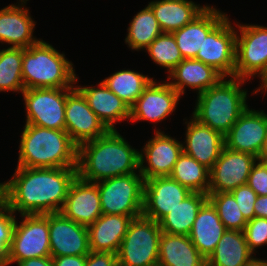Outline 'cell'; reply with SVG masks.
Returning <instances> with one entry per match:
<instances>
[{
    "instance_id": "6da1fadb",
    "label": "cell",
    "mask_w": 267,
    "mask_h": 266,
    "mask_svg": "<svg viewBox=\"0 0 267 266\" xmlns=\"http://www.w3.org/2000/svg\"><path fill=\"white\" fill-rule=\"evenodd\" d=\"M76 176L77 167H16L11 179L0 183V200L19 215L57 213Z\"/></svg>"
},
{
    "instance_id": "7a4b0ae2",
    "label": "cell",
    "mask_w": 267,
    "mask_h": 266,
    "mask_svg": "<svg viewBox=\"0 0 267 266\" xmlns=\"http://www.w3.org/2000/svg\"><path fill=\"white\" fill-rule=\"evenodd\" d=\"M132 173H140L139 151L117 130L78 147L77 175L85 181L97 183Z\"/></svg>"
},
{
    "instance_id": "3957f363",
    "label": "cell",
    "mask_w": 267,
    "mask_h": 266,
    "mask_svg": "<svg viewBox=\"0 0 267 266\" xmlns=\"http://www.w3.org/2000/svg\"><path fill=\"white\" fill-rule=\"evenodd\" d=\"M17 167L67 168L78 165V146L66 130L25 124Z\"/></svg>"
},
{
    "instance_id": "277c9868",
    "label": "cell",
    "mask_w": 267,
    "mask_h": 266,
    "mask_svg": "<svg viewBox=\"0 0 267 266\" xmlns=\"http://www.w3.org/2000/svg\"><path fill=\"white\" fill-rule=\"evenodd\" d=\"M246 81L223 77L216 85L197 95L191 116L225 136L248 107V91L242 89Z\"/></svg>"
},
{
    "instance_id": "5b68a950",
    "label": "cell",
    "mask_w": 267,
    "mask_h": 266,
    "mask_svg": "<svg viewBox=\"0 0 267 266\" xmlns=\"http://www.w3.org/2000/svg\"><path fill=\"white\" fill-rule=\"evenodd\" d=\"M78 75L73 63L52 44L40 39L23 51L22 79L25 89L73 88Z\"/></svg>"
},
{
    "instance_id": "8992f818",
    "label": "cell",
    "mask_w": 267,
    "mask_h": 266,
    "mask_svg": "<svg viewBox=\"0 0 267 266\" xmlns=\"http://www.w3.org/2000/svg\"><path fill=\"white\" fill-rule=\"evenodd\" d=\"M238 23L235 24L236 64L234 77L245 80H251L254 77L260 78V87L258 86L252 92L256 95L267 87V26Z\"/></svg>"
},
{
    "instance_id": "52a82bcc",
    "label": "cell",
    "mask_w": 267,
    "mask_h": 266,
    "mask_svg": "<svg viewBox=\"0 0 267 266\" xmlns=\"http://www.w3.org/2000/svg\"><path fill=\"white\" fill-rule=\"evenodd\" d=\"M161 234L158 222L134 218L117 252L118 266H158Z\"/></svg>"
},
{
    "instance_id": "ba28073f",
    "label": "cell",
    "mask_w": 267,
    "mask_h": 266,
    "mask_svg": "<svg viewBox=\"0 0 267 266\" xmlns=\"http://www.w3.org/2000/svg\"><path fill=\"white\" fill-rule=\"evenodd\" d=\"M144 177L140 173L97 182L102 214L142 216Z\"/></svg>"
},
{
    "instance_id": "9c48e42d",
    "label": "cell",
    "mask_w": 267,
    "mask_h": 266,
    "mask_svg": "<svg viewBox=\"0 0 267 266\" xmlns=\"http://www.w3.org/2000/svg\"><path fill=\"white\" fill-rule=\"evenodd\" d=\"M15 221L7 266L30 258L51 256L49 213L21 214Z\"/></svg>"
},
{
    "instance_id": "30bf717a",
    "label": "cell",
    "mask_w": 267,
    "mask_h": 266,
    "mask_svg": "<svg viewBox=\"0 0 267 266\" xmlns=\"http://www.w3.org/2000/svg\"><path fill=\"white\" fill-rule=\"evenodd\" d=\"M72 88L25 89L23 96L26 121L55 130H65V106L67 93Z\"/></svg>"
},
{
    "instance_id": "8fae6325",
    "label": "cell",
    "mask_w": 267,
    "mask_h": 266,
    "mask_svg": "<svg viewBox=\"0 0 267 266\" xmlns=\"http://www.w3.org/2000/svg\"><path fill=\"white\" fill-rule=\"evenodd\" d=\"M228 15L205 37L197 59L213 67L223 77H234L236 64V28Z\"/></svg>"
},
{
    "instance_id": "7c38bea8",
    "label": "cell",
    "mask_w": 267,
    "mask_h": 266,
    "mask_svg": "<svg viewBox=\"0 0 267 266\" xmlns=\"http://www.w3.org/2000/svg\"><path fill=\"white\" fill-rule=\"evenodd\" d=\"M139 151L140 174L144 180L170 176L178 157L183 152L182 142L159 128ZM144 163H147L145 165Z\"/></svg>"
},
{
    "instance_id": "4fadbf2b",
    "label": "cell",
    "mask_w": 267,
    "mask_h": 266,
    "mask_svg": "<svg viewBox=\"0 0 267 266\" xmlns=\"http://www.w3.org/2000/svg\"><path fill=\"white\" fill-rule=\"evenodd\" d=\"M65 130L78 147L85 142L105 135L109 131L75 86L67 93Z\"/></svg>"
},
{
    "instance_id": "5bb4252c",
    "label": "cell",
    "mask_w": 267,
    "mask_h": 266,
    "mask_svg": "<svg viewBox=\"0 0 267 266\" xmlns=\"http://www.w3.org/2000/svg\"><path fill=\"white\" fill-rule=\"evenodd\" d=\"M181 95L167 82L155 79L130 107V121H149L158 123L175 112Z\"/></svg>"
},
{
    "instance_id": "9a60e30c",
    "label": "cell",
    "mask_w": 267,
    "mask_h": 266,
    "mask_svg": "<svg viewBox=\"0 0 267 266\" xmlns=\"http://www.w3.org/2000/svg\"><path fill=\"white\" fill-rule=\"evenodd\" d=\"M257 157L252 154L231 150L224 146L219 158L210 169L208 193L231 192L246 185Z\"/></svg>"
},
{
    "instance_id": "2e32d148",
    "label": "cell",
    "mask_w": 267,
    "mask_h": 266,
    "mask_svg": "<svg viewBox=\"0 0 267 266\" xmlns=\"http://www.w3.org/2000/svg\"><path fill=\"white\" fill-rule=\"evenodd\" d=\"M191 193L187 187L170 176L146 179L142 215L159 222Z\"/></svg>"
},
{
    "instance_id": "e0dca14e",
    "label": "cell",
    "mask_w": 267,
    "mask_h": 266,
    "mask_svg": "<svg viewBox=\"0 0 267 266\" xmlns=\"http://www.w3.org/2000/svg\"><path fill=\"white\" fill-rule=\"evenodd\" d=\"M266 136L267 113L247 107L224 136L225 147L258 157Z\"/></svg>"
},
{
    "instance_id": "ac0fdd59",
    "label": "cell",
    "mask_w": 267,
    "mask_h": 266,
    "mask_svg": "<svg viewBox=\"0 0 267 266\" xmlns=\"http://www.w3.org/2000/svg\"><path fill=\"white\" fill-rule=\"evenodd\" d=\"M49 240L51 257L88 255V229L60 212L49 213Z\"/></svg>"
},
{
    "instance_id": "d6986e66",
    "label": "cell",
    "mask_w": 267,
    "mask_h": 266,
    "mask_svg": "<svg viewBox=\"0 0 267 266\" xmlns=\"http://www.w3.org/2000/svg\"><path fill=\"white\" fill-rule=\"evenodd\" d=\"M60 213L86 227L94 223L102 215L97 184L85 181L77 175L69 187Z\"/></svg>"
},
{
    "instance_id": "ffe728a7",
    "label": "cell",
    "mask_w": 267,
    "mask_h": 266,
    "mask_svg": "<svg viewBox=\"0 0 267 266\" xmlns=\"http://www.w3.org/2000/svg\"><path fill=\"white\" fill-rule=\"evenodd\" d=\"M0 9V42L13 48H28L40 39L33 36L36 21L24 7L29 0H17Z\"/></svg>"
},
{
    "instance_id": "44dd1931",
    "label": "cell",
    "mask_w": 267,
    "mask_h": 266,
    "mask_svg": "<svg viewBox=\"0 0 267 266\" xmlns=\"http://www.w3.org/2000/svg\"><path fill=\"white\" fill-rule=\"evenodd\" d=\"M183 152L211 169L225 146L224 136L208 126L200 124L192 116L187 121Z\"/></svg>"
},
{
    "instance_id": "7402d4cb",
    "label": "cell",
    "mask_w": 267,
    "mask_h": 266,
    "mask_svg": "<svg viewBox=\"0 0 267 266\" xmlns=\"http://www.w3.org/2000/svg\"><path fill=\"white\" fill-rule=\"evenodd\" d=\"M75 87L83 94L89 107L109 130H117V122L129 121L130 107L101 81L95 86Z\"/></svg>"
},
{
    "instance_id": "603a6c76",
    "label": "cell",
    "mask_w": 267,
    "mask_h": 266,
    "mask_svg": "<svg viewBox=\"0 0 267 266\" xmlns=\"http://www.w3.org/2000/svg\"><path fill=\"white\" fill-rule=\"evenodd\" d=\"M227 16L214 6L208 7L193 21L172 32L183 59H193L202 47L205 37Z\"/></svg>"
},
{
    "instance_id": "cb8c5ba5",
    "label": "cell",
    "mask_w": 267,
    "mask_h": 266,
    "mask_svg": "<svg viewBox=\"0 0 267 266\" xmlns=\"http://www.w3.org/2000/svg\"><path fill=\"white\" fill-rule=\"evenodd\" d=\"M222 78L223 76L213 67L190 58L183 59L168 74L167 82L181 96L186 93V88L196 90L198 95L216 85Z\"/></svg>"
},
{
    "instance_id": "d4e9b609",
    "label": "cell",
    "mask_w": 267,
    "mask_h": 266,
    "mask_svg": "<svg viewBox=\"0 0 267 266\" xmlns=\"http://www.w3.org/2000/svg\"><path fill=\"white\" fill-rule=\"evenodd\" d=\"M137 217L102 214L87 227L90 251L117 254L130 222Z\"/></svg>"
},
{
    "instance_id": "484cf974",
    "label": "cell",
    "mask_w": 267,
    "mask_h": 266,
    "mask_svg": "<svg viewBox=\"0 0 267 266\" xmlns=\"http://www.w3.org/2000/svg\"><path fill=\"white\" fill-rule=\"evenodd\" d=\"M148 3L163 33L181 29L208 7L192 0H154Z\"/></svg>"
},
{
    "instance_id": "4316f807",
    "label": "cell",
    "mask_w": 267,
    "mask_h": 266,
    "mask_svg": "<svg viewBox=\"0 0 267 266\" xmlns=\"http://www.w3.org/2000/svg\"><path fill=\"white\" fill-rule=\"evenodd\" d=\"M225 231L217 210L207 200L198 211L189 238L197 250L208 259Z\"/></svg>"
},
{
    "instance_id": "83f0119b",
    "label": "cell",
    "mask_w": 267,
    "mask_h": 266,
    "mask_svg": "<svg viewBox=\"0 0 267 266\" xmlns=\"http://www.w3.org/2000/svg\"><path fill=\"white\" fill-rule=\"evenodd\" d=\"M158 266H207V259L193 245L189 236L162 232Z\"/></svg>"
},
{
    "instance_id": "f1b7e54d",
    "label": "cell",
    "mask_w": 267,
    "mask_h": 266,
    "mask_svg": "<svg viewBox=\"0 0 267 266\" xmlns=\"http://www.w3.org/2000/svg\"><path fill=\"white\" fill-rule=\"evenodd\" d=\"M253 257L244 231L226 230L207 259V266H245Z\"/></svg>"
},
{
    "instance_id": "f546056e",
    "label": "cell",
    "mask_w": 267,
    "mask_h": 266,
    "mask_svg": "<svg viewBox=\"0 0 267 266\" xmlns=\"http://www.w3.org/2000/svg\"><path fill=\"white\" fill-rule=\"evenodd\" d=\"M208 200V194L192 192L158 223L164 233L189 236L199 209Z\"/></svg>"
},
{
    "instance_id": "4dcf8cb0",
    "label": "cell",
    "mask_w": 267,
    "mask_h": 266,
    "mask_svg": "<svg viewBox=\"0 0 267 266\" xmlns=\"http://www.w3.org/2000/svg\"><path fill=\"white\" fill-rule=\"evenodd\" d=\"M153 80V77L135 70L123 69L110 74L102 82L131 107Z\"/></svg>"
},
{
    "instance_id": "1f68e13d",
    "label": "cell",
    "mask_w": 267,
    "mask_h": 266,
    "mask_svg": "<svg viewBox=\"0 0 267 266\" xmlns=\"http://www.w3.org/2000/svg\"><path fill=\"white\" fill-rule=\"evenodd\" d=\"M170 177L191 192L208 194L210 169L184 152L178 157Z\"/></svg>"
},
{
    "instance_id": "d6a6232c",
    "label": "cell",
    "mask_w": 267,
    "mask_h": 266,
    "mask_svg": "<svg viewBox=\"0 0 267 266\" xmlns=\"http://www.w3.org/2000/svg\"><path fill=\"white\" fill-rule=\"evenodd\" d=\"M127 32L125 43L131 50L136 51L145 50L157 36L163 33L148 5L132 18Z\"/></svg>"
},
{
    "instance_id": "836d02e7",
    "label": "cell",
    "mask_w": 267,
    "mask_h": 266,
    "mask_svg": "<svg viewBox=\"0 0 267 266\" xmlns=\"http://www.w3.org/2000/svg\"><path fill=\"white\" fill-rule=\"evenodd\" d=\"M24 48L0 49V92L22 93L25 88L22 79Z\"/></svg>"
},
{
    "instance_id": "e575fe53",
    "label": "cell",
    "mask_w": 267,
    "mask_h": 266,
    "mask_svg": "<svg viewBox=\"0 0 267 266\" xmlns=\"http://www.w3.org/2000/svg\"><path fill=\"white\" fill-rule=\"evenodd\" d=\"M156 65L170 73L182 60L183 56L172 33H162L145 49Z\"/></svg>"
},
{
    "instance_id": "d590c367",
    "label": "cell",
    "mask_w": 267,
    "mask_h": 266,
    "mask_svg": "<svg viewBox=\"0 0 267 266\" xmlns=\"http://www.w3.org/2000/svg\"><path fill=\"white\" fill-rule=\"evenodd\" d=\"M208 200L217 210L226 230L244 231L247 221L230 192L208 193Z\"/></svg>"
},
{
    "instance_id": "8d00e7d4",
    "label": "cell",
    "mask_w": 267,
    "mask_h": 266,
    "mask_svg": "<svg viewBox=\"0 0 267 266\" xmlns=\"http://www.w3.org/2000/svg\"><path fill=\"white\" fill-rule=\"evenodd\" d=\"M17 216L0 200V262L7 266L9 248Z\"/></svg>"
},
{
    "instance_id": "74e56055",
    "label": "cell",
    "mask_w": 267,
    "mask_h": 266,
    "mask_svg": "<svg viewBox=\"0 0 267 266\" xmlns=\"http://www.w3.org/2000/svg\"><path fill=\"white\" fill-rule=\"evenodd\" d=\"M244 234L249 250L254 254L257 249L267 244V218L254 217L248 221Z\"/></svg>"
},
{
    "instance_id": "f35d334b",
    "label": "cell",
    "mask_w": 267,
    "mask_h": 266,
    "mask_svg": "<svg viewBox=\"0 0 267 266\" xmlns=\"http://www.w3.org/2000/svg\"><path fill=\"white\" fill-rule=\"evenodd\" d=\"M235 198L237 205L248 222L255 217L254 204L258 195L247 184L239 186L230 192Z\"/></svg>"
},
{
    "instance_id": "ab89813d",
    "label": "cell",
    "mask_w": 267,
    "mask_h": 266,
    "mask_svg": "<svg viewBox=\"0 0 267 266\" xmlns=\"http://www.w3.org/2000/svg\"><path fill=\"white\" fill-rule=\"evenodd\" d=\"M247 185L258 196L267 195V163L258 160L254 163L247 180Z\"/></svg>"
},
{
    "instance_id": "60d3db41",
    "label": "cell",
    "mask_w": 267,
    "mask_h": 266,
    "mask_svg": "<svg viewBox=\"0 0 267 266\" xmlns=\"http://www.w3.org/2000/svg\"><path fill=\"white\" fill-rule=\"evenodd\" d=\"M85 266H118L117 254L90 251Z\"/></svg>"
},
{
    "instance_id": "b9f144b4",
    "label": "cell",
    "mask_w": 267,
    "mask_h": 266,
    "mask_svg": "<svg viewBox=\"0 0 267 266\" xmlns=\"http://www.w3.org/2000/svg\"><path fill=\"white\" fill-rule=\"evenodd\" d=\"M54 266H85L86 255L52 257Z\"/></svg>"
},
{
    "instance_id": "7bdbcfd3",
    "label": "cell",
    "mask_w": 267,
    "mask_h": 266,
    "mask_svg": "<svg viewBox=\"0 0 267 266\" xmlns=\"http://www.w3.org/2000/svg\"><path fill=\"white\" fill-rule=\"evenodd\" d=\"M18 266H54L51 256L30 258L16 263Z\"/></svg>"
},
{
    "instance_id": "ee69618b",
    "label": "cell",
    "mask_w": 267,
    "mask_h": 266,
    "mask_svg": "<svg viewBox=\"0 0 267 266\" xmlns=\"http://www.w3.org/2000/svg\"><path fill=\"white\" fill-rule=\"evenodd\" d=\"M254 212L255 217L267 218V195L257 197Z\"/></svg>"
},
{
    "instance_id": "f6af8a7d",
    "label": "cell",
    "mask_w": 267,
    "mask_h": 266,
    "mask_svg": "<svg viewBox=\"0 0 267 266\" xmlns=\"http://www.w3.org/2000/svg\"><path fill=\"white\" fill-rule=\"evenodd\" d=\"M257 160L263 163H267V136L263 142V145L258 154Z\"/></svg>"
},
{
    "instance_id": "bcb514c9",
    "label": "cell",
    "mask_w": 267,
    "mask_h": 266,
    "mask_svg": "<svg viewBox=\"0 0 267 266\" xmlns=\"http://www.w3.org/2000/svg\"><path fill=\"white\" fill-rule=\"evenodd\" d=\"M245 266H267V260L254 256Z\"/></svg>"
},
{
    "instance_id": "7dc6e473",
    "label": "cell",
    "mask_w": 267,
    "mask_h": 266,
    "mask_svg": "<svg viewBox=\"0 0 267 266\" xmlns=\"http://www.w3.org/2000/svg\"><path fill=\"white\" fill-rule=\"evenodd\" d=\"M263 91L264 92H261V93H263V95H265L264 93H267V87Z\"/></svg>"
}]
</instances>
